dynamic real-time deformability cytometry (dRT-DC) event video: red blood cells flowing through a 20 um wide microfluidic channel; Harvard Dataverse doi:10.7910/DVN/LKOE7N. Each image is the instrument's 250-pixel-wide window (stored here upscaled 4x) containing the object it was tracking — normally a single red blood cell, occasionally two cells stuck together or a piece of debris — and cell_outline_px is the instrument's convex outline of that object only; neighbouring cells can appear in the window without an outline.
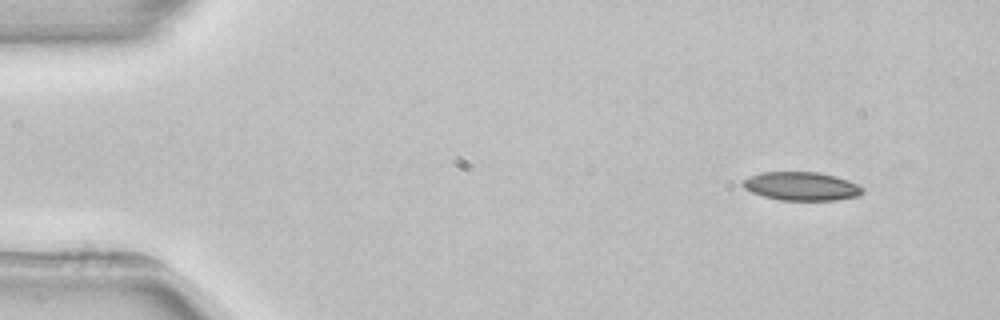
{"species": "common noctule bat (a hibernating species)", "species_latin": "Nyctalus noctula", "temperature_condition": "room temperature", "stored_images_in_passage": 4, "camera_frame_rate_fps": 3000, "um_per_image_px": 0.085, "animal": {"sex": "female", "body_mass_g": 22.7, "forearm_length_mm": 54.2}, "frame": {"image": 1, "passage_image": 1, "time_ms": 0.0, "image_size_px": [1000, 320], "cell_outline_px": [[864, 192], [860, 196], [836, 200], [780, 200], [764, 196], [752, 192], [744, 188], [744, 180], [748, 176], [760, 172], [820, 172], [836, 176], [848, 180], [864, 188]], "centroid_in_image_um": [68.16, 15.82], "position_along_channel_um": 16.8, "area_um2": 19.94}}
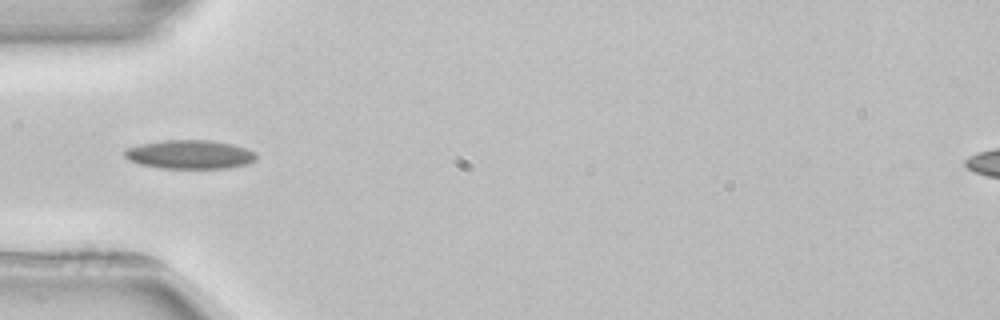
{"frame": {"image": 2, "passage_image": 4, "time_ms": 4.0, "image_size_px": [1000, 320], "cell_outline_px": [[256, 160], [248, 164], [228, 168], [160, 168], [140, 164], [128, 160], [124, 156], [124, 148], [140, 144], [164, 140], [212, 140], [232, 144], [248, 148], [256, 152]], "centroid_in_image_um": [16.14, 13.12], "position_along_channel_um": 68.9, "area_um2": 22.37}}